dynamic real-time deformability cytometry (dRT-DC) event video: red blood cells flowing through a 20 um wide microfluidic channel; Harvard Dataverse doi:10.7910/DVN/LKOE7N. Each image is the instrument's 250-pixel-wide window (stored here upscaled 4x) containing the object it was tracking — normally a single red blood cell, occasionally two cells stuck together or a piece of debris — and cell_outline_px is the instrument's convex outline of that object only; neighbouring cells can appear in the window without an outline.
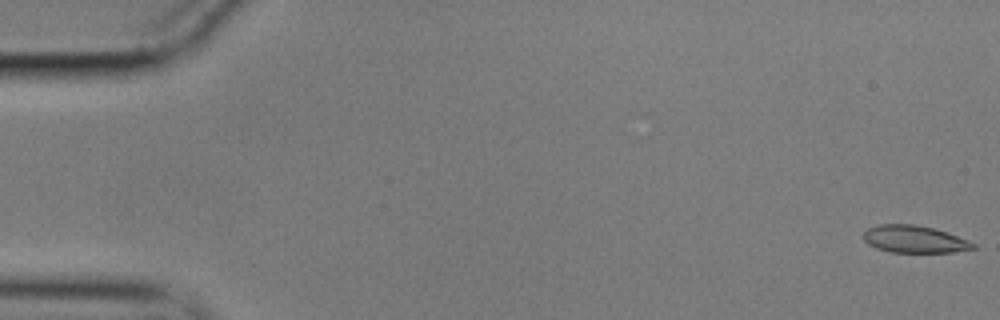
{"species": "common noctule bat (a hibernating species)", "species_latin": "Nyctalus noctula", "temperature_condition": "cold", "stored_images_in_passage": 56, "camera_frame_rate_fps": 3000, "um_per_image_px": 0.085, "animal": {"sex": "male", "body_mass_g": 17.9}, "frame": {"image": 1, "passage_image": 1, "time_ms": 0.0, "image_size_px": [1000, 320], "cell_outline_px": [[976, 248], [952, 252], [888, 252], [876, 248], [868, 244], [864, 240], [864, 232], [868, 228], [880, 224], [916, 224], [932, 228], [968, 240], [976, 244]], "centroid_in_image_um": [77.69, 20.33], "position_along_channel_um": 7.3, "area_um2": 17.28}}
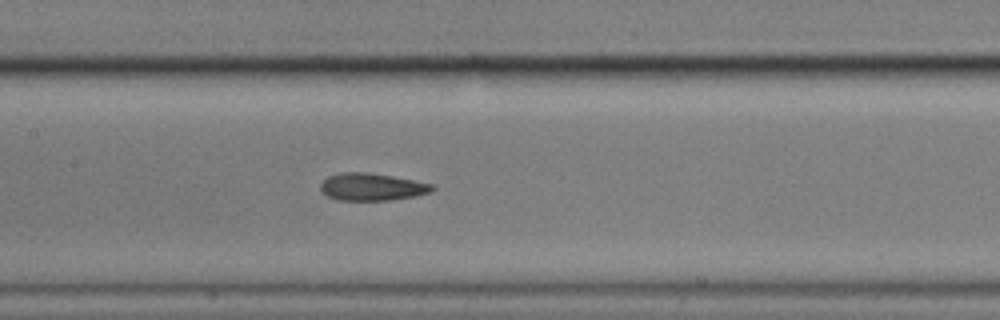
{"frame": {"image": 2, "passage_image": 27, "time_ms": 8.667, "image_size_px": [1000, 320], "cell_outline_px": [[436, 188], [432, 192], [392, 200], [336, 200], [320, 192], [320, 184], [328, 176], [340, 172], [364, 172], [392, 176], [432, 184]], "centroid_in_image_um": [31.57, 15.89], "position_along_channel_um": 175.8, "area_um2": 17.8}}
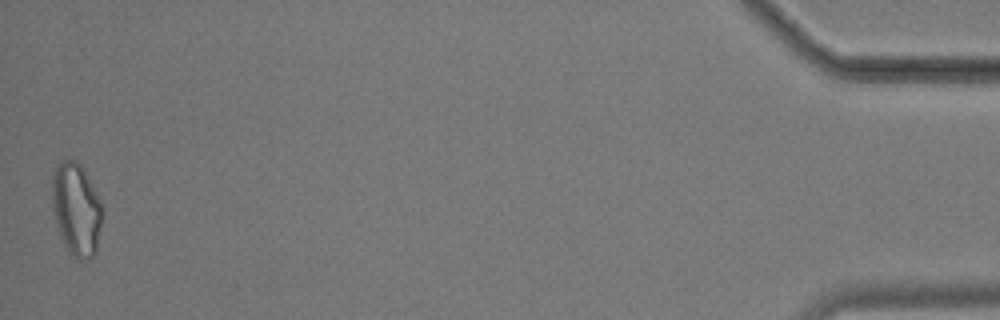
{"frame": {"image": 3, "passage_image": 56, "time_ms": 18.333, "image_size_px": [1000, 320], "cell_outline_px": [[104, 208], [96, 252], [92, 256], [80, 260], [68, 252], [60, 236], [56, 224], [52, 208], [52, 172], [56, 164], [64, 160], [76, 160], [80, 164], [100, 200]], "centroid_in_image_um": [6.47, 17.78], "position_along_channel_um": 428.7, "area_um2": 27.22}, "authors_computed_cell_mechanics": {"area_um2": 18.5538, "velocity_mm_per_s": 3.5531, "shape_relaxation_time_tau1_ms": null, "shape_relaxation_time_tau2_ms": 2.9379, "deformation_change_tau1": null, "deformation_change_tau2": 0.1024}}